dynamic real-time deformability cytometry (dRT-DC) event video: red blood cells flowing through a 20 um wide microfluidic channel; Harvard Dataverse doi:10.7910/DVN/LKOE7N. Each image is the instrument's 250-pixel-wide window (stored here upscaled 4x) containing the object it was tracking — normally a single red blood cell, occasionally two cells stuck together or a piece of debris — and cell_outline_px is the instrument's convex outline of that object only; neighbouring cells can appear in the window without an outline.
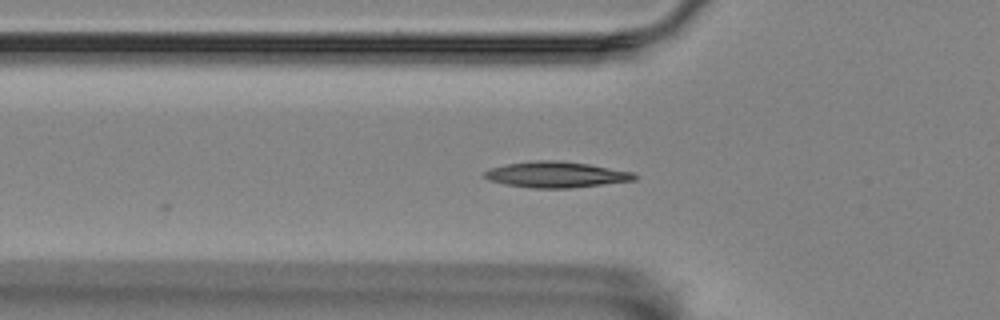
{"species": "Egyptian fruit bat (a non-hibernating species)", "species_latin": "Rousettus aegyptiacus", "temperature_condition": "room temperature", "stored_images_in_passage": 18, "camera_frame_rate_fps": 3000, "um_per_image_px": 0.085, "animal": {"sex": "female"}, "frame": {"image": 1, "passage_image": 2, "time_ms": 0.333, "image_size_px": [1000, 320], "cell_outline_px": [[636, 180], [568, 188], [532, 188], [504, 184], [488, 180], [484, 176], [484, 172], [492, 168], [504, 164], [532, 160], [560, 160], [588, 164], [632, 172], [636, 176]], "centroid_in_image_um": [47.22, 14.83], "position_along_channel_um": 78.6, "area_um2": 22.54}}
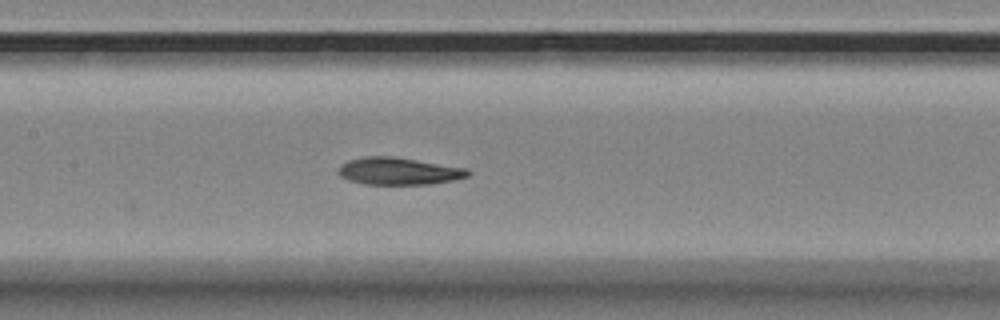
{"frame": {"image": 2, "passage_image": 10, "time_ms": 3.0, "image_size_px": [1000, 320], "cell_outline_px": [[472, 172], [468, 176], [452, 180], [432, 184], [364, 184], [348, 180], [340, 176], [336, 172], [340, 164], [348, 160], [364, 156], [392, 156], [468, 168]], "centroid_in_image_um": [33.86, 14.54], "position_along_channel_um": 173.5, "area_um2": 20.75}}
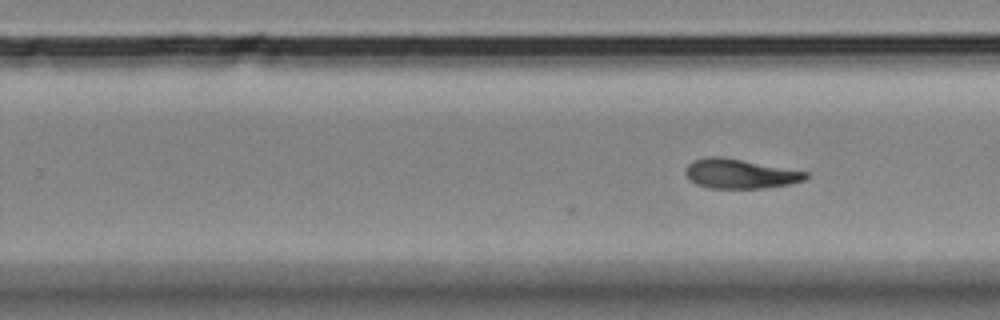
{"frame": {"image": 3, "passage_image": 18, "time_ms": 5.667, "image_size_px": [1000, 320], "cell_outline_px": [[808, 176], [804, 180], [792, 184], [760, 188], [708, 188], [696, 184], [684, 172], [688, 164], [692, 160], [708, 156], [720, 156], [808, 172]], "centroid_in_image_um": [62.88, 14.77], "position_along_channel_um": 266.9, "area_um2": 20.52}}